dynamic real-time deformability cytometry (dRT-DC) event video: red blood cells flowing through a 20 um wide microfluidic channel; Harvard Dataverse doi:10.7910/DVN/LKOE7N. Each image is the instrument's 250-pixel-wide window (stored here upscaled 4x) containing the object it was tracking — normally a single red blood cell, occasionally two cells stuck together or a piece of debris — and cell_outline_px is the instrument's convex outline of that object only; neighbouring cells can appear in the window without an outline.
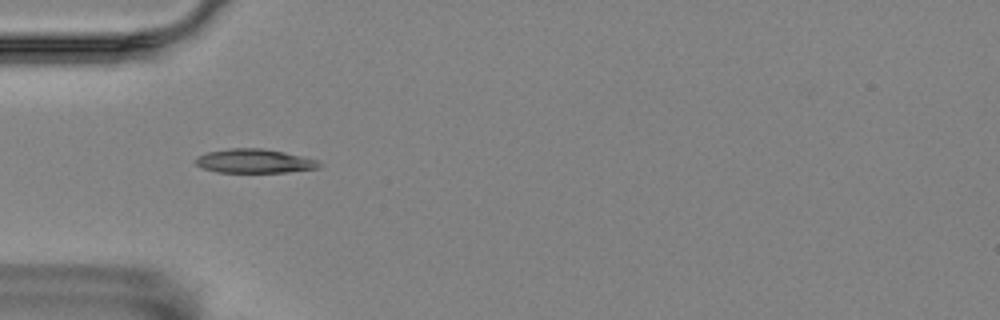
{"species": "Egyptian fruit bat (a non-hibernating species)", "species_latin": "Rousettus aegyptiacus", "temperature_condition": "room temperature", "stored_images_in_passage": 5, "camera_frame_rate_fps": 3000, "um_per_image_px": 0.085, "animal": {"sex": "female"}, "frame": {"image": 1, "passage_image": 4, "time_ms": 1.0, "image_size_px": [1000, 320], "cell_outline_px": [[324, 164], [320, 168], [288, 172], [216, 172], [204, 168], [196, 164], [192, 160], [196, 156], [208, 152], [232, 148], [260, 148], [284, 152], [316, 160]], "centroid_in_image_um": [21.62, 13.69], "position_along_channel_um": 63.4, "area_um2": 17.28}}